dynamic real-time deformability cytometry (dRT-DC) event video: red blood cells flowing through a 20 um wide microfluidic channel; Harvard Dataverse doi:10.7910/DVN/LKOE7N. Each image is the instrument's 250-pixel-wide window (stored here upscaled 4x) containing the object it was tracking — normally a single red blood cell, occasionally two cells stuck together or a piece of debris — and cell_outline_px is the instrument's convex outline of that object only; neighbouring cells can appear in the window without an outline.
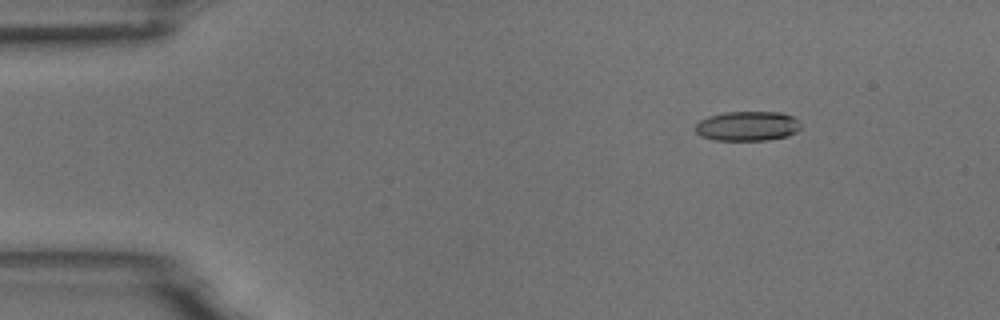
{"species": "common noctule bat (a hibernating species)", "species_latin": "Nyctalus noctula", "temperature_condition": "room temperature", "stored_images_in_passage": 7, "camera_frame_rate_fps": 3000, "um_per_image_px": 0.085, "animal": {"sex": "male", "body_mass_g": 18.8}, "frame": {"image": 1, "passage_image": 2, "time_ms": 0.333, "image_size_px": [1000, 320], "cell_outline_px": [[800, 128], [796, 132], [788, 136], [768, 140], [716, 140], [700, 136], [692, 128], [700, 120], [708, 116], [724, 112], [780, 112], [792, 116], [800, 120]], "centroid_in_image_um": [63.52, 10.71], "position_along_channel_um": 21.5, "area_um2": 18.44}}
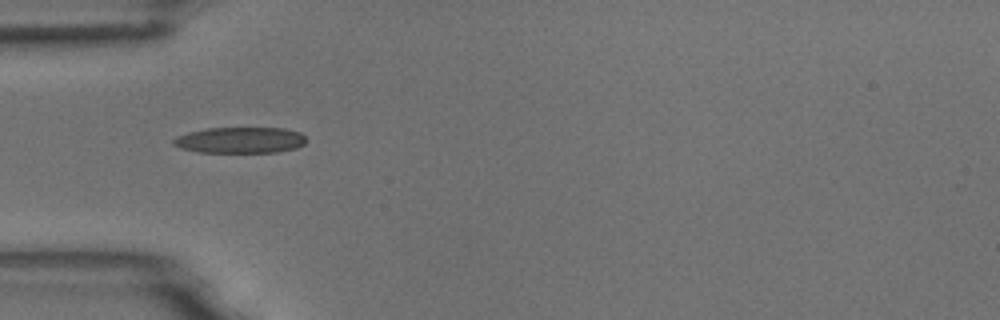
{"frame": {"image": 2, "passage_image": 5, "time_ms": 1.333, "image_size_px": [1000, 320], "cell_outline_px": [[304, 144], [296, 148], [276, 152], [200, 152], [180, 148], [172, 144], [172, 140], [176, 136], [188, 132], [204, 128], [284, 128], [300, 132], [304, 136]], "centroid_in_image_um": [20.37, 11.9], "position_along_channel_um": 64.6, "area_um2": 20.17}}